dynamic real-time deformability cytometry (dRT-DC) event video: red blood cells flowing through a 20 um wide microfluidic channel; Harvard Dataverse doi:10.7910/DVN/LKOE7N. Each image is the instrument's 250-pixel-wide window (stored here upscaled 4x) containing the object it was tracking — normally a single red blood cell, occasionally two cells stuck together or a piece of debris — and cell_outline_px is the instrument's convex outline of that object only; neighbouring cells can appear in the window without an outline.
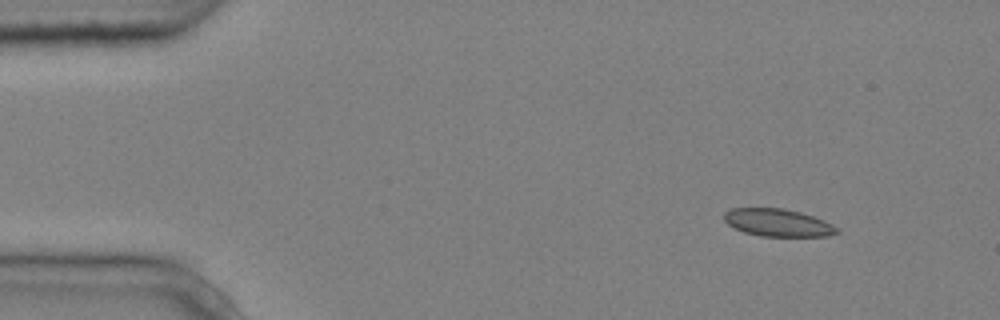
{"species": "common noctule bat (a hibernating species)", "species_latin": "Nyctalus noctula", "temperature_condition": "cold", "stored_images_in_passage": 5, "camera_frame_rate_fps": 3000, "um_per_image_px": 0.085, "animal": {"sex": "male", "body_mass_g": 20.4}, "frame": {"image": 1, "passage_image": 1, "time_ms": 0.0, "image_size_px": [1000, 320], "cell_outline_px": [[840, 232], [828, 236], [760, 236], [744, 232], [728, 224], [724, 220], [724, 212], [732, 208], [784, 208], [800, 212], [824, 220], [840, 228]], "centroid_in_image_um": [66.14, 18.92], "position_along_channel_um": 18.9, "area_um2": 18.15}}
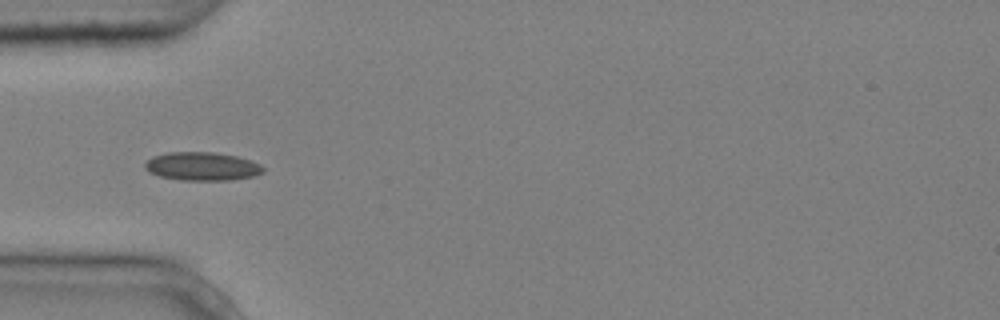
{"frame": {"image": 2, "passage_image": 4, "time_ms": 1.0, "image_size_px": [1000, 320], "cell_outline_px": [[264, 172], [256, 176], [232, 180], [180, 180], [160, 176], [148, 172], [144, 168], [144, 164], [152, 156], [168, 152], [212, 152], [236, 156], [252, 160], [260, 164], [264, 168]], "centroid_in_image_um": [17.19, 14.14], "position_along_channel_um": 67.8, "area_um2": 19.77}}
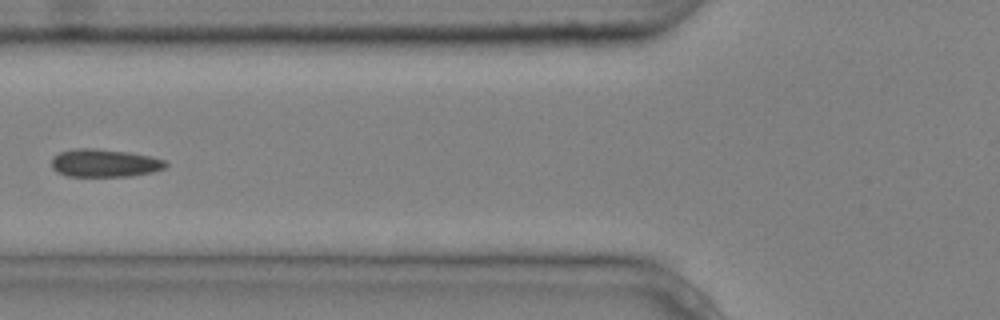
{"frame": {"image": 3, "passage_image": 5, "time_ms": 1.333, "image_size_px": [1000, 320], "cell_outline_px": [[168, 164], [164, 168], [152, 172], [132, 176], [68, 176], [56, 172], [52, 168], [52, 156], [60, 152], [76, 148], [92, 148], [128, 152], [152, 156], [164, 160]], "centroid_in_image_um": [8.87, 13.86], "position_along_channel_um": 116.9, "area_um2": 18.61}}